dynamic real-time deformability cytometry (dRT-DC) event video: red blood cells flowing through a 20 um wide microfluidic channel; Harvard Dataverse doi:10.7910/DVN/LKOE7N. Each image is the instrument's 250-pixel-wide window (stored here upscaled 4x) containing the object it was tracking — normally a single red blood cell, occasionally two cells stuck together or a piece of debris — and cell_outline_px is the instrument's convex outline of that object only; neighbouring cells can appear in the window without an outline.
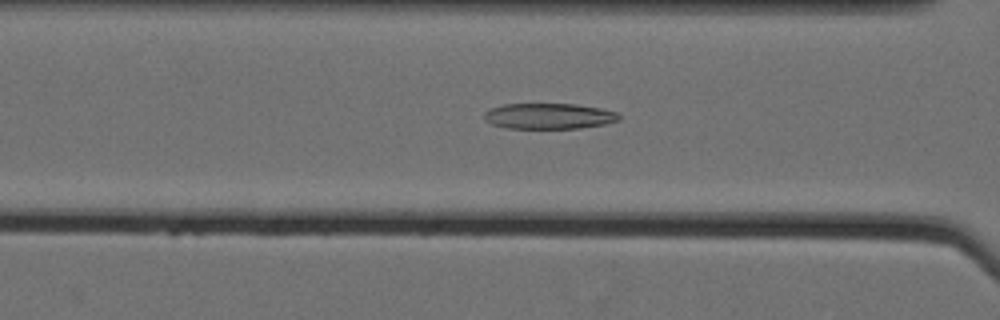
{"species": "Egyptian fruit bat (a non-hibernating species)", "species_latin": "Rousettus aegyptiacus", "temperature_condition": "cold", "stored_images_in_passage": 62, "camera_frame_rate_fps": 3000, "um_per_image_px": 0.085, "animal": {"sex": "female"}, "frame": {"image": 1, "passage_image": 30, "time_ms": 9.667, "image_size_px": [1000, 320], "cell_outline_px": [[620, 120], [604, 124], [580, 128], [508, 128], [492, 124], [484, 120], [484, 112], [492, 108], [504, 104], [576, 104], [600, 108], [616, 112], [620, 116]], "centroid_in_image_um": [46.65, 9.87], "position_along_channel_um": 119.9, "area_um2": 20.11}}
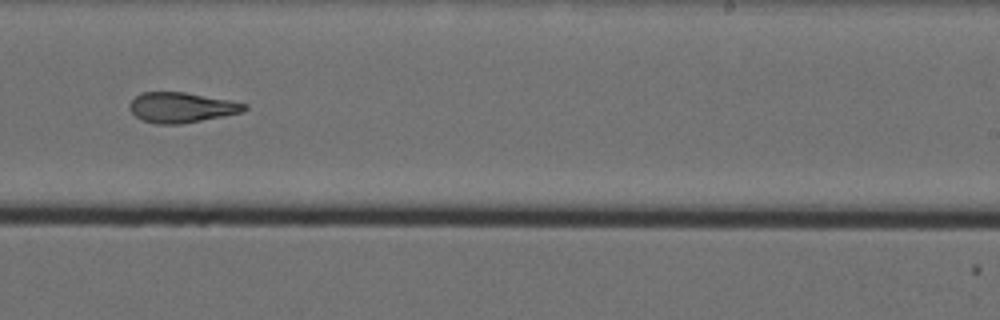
{"frame": {"image": 2, "passage_image": 43, "time_ms": 14.0, "image_size_px": [1000, 320], "cell_outline_px": [[248, 108], [244, 112], [180, 124], [156, 124], [140, 120], [128, 108], [128, 104], [140, 92], [184, 92], [228, 100], [248, 104]], "centroid_in_image_um": [15.4, 9.14], "position_along_channel_um": 273.6, "area_um2": 20.23}}
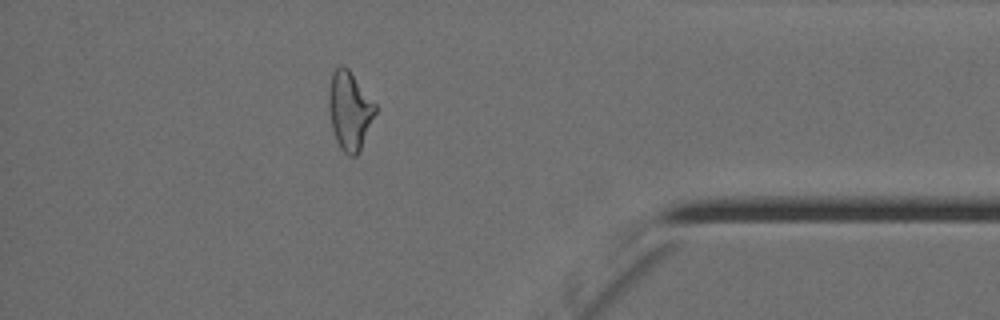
{"frame": {"image": 3, "passage_image": 56, "time_ms": 18.333, "image_size_px": [1000, 320], "cell_outline_px": [[376, 112], [360, 148], [356, 156], [348, 156], [340, 148], [336, 140], [332, 128], [328, 108], [328, 88], [332, 72], [340, 64], [344, 64], [348, 68], [376, 104]], "centroid_in_image_um": [29.69, 9.36], "position_along_channel_um": 405.5, "area_um2": 21.27}}